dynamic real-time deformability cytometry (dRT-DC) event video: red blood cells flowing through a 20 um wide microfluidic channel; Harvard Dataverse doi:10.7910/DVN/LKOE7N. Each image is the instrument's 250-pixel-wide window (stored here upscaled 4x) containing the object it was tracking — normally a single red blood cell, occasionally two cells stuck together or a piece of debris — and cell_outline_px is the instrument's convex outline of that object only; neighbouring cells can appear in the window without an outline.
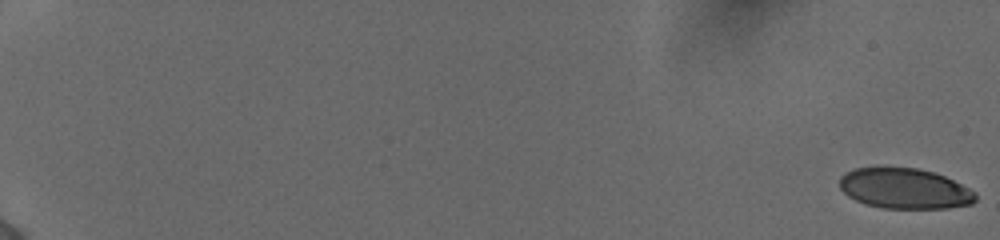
{"species": "human", "species_latin": "Homo sapiens", "temperature_condition": "cold", "stored_images_in_passage": 22, "camera_frame_rate_fps": 3000, "um_per_image_px": 0.085, "donor": {"sex": "female"}, "frame": {"image": 1, "passage_image": 1, "time_ms": 0.0, "image_size_px": [1000, 240], "cell_outline_px": [[976, 200], [972, 204], [948, 208], [880, 208], [864, 204], [848, 196], [840, 188], [840, 176], [844, 172], [856, 168], [876, 164], [884, 164], [916, 168], [932, 172], [944, 176], [976, 192]], "centroid_in_image_um": [76.82, 15.98], "position_along_channel_um": 8.2, "area_um2": 32.89}}
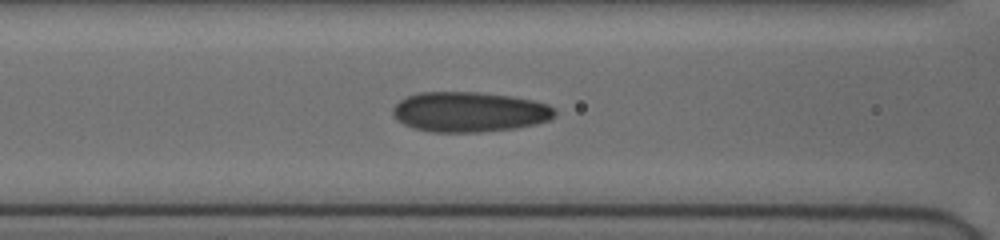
{"frame": {"image": 2, "passage_image": 19, "time_ms": 6.0, "image_size_px": [1000, 240], "cell_outline_px": [[556, 116], [548, 120], [536, 124], [516, 128], [480, 132], [432, 132], [412, 128], [396, 120], [392, 112], [392, 108], [400, 100], [408, 96], [420, 92], [480, 92], [512, 96], [532, 100], [548, 104], [556, 108]], "centroid_in_image_um": [39.91, 9.51], "position_along_channel_um": 126.7, "area_um2": 38.15}}
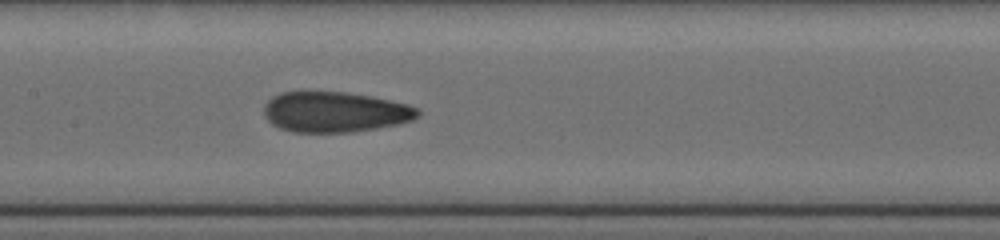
{"frame": {"image": 3, "passage_image": 22, "time_ms": 7.0, "image_size_px": [1000, 240], "cell_outline_px": [[420, 116], [412, 120], [400, 124], [352, 132], [292, 132], [280, 128], [272, 124], [264, 116], [264, 104], [272, 96], [280, 92], [344, 92], [372, 96], [408, 104], [420, 108]], "centroid_in_image_um": [28.49, 9.52], "position_along_channel_um": 178.9, "area_um2": 36.53}}